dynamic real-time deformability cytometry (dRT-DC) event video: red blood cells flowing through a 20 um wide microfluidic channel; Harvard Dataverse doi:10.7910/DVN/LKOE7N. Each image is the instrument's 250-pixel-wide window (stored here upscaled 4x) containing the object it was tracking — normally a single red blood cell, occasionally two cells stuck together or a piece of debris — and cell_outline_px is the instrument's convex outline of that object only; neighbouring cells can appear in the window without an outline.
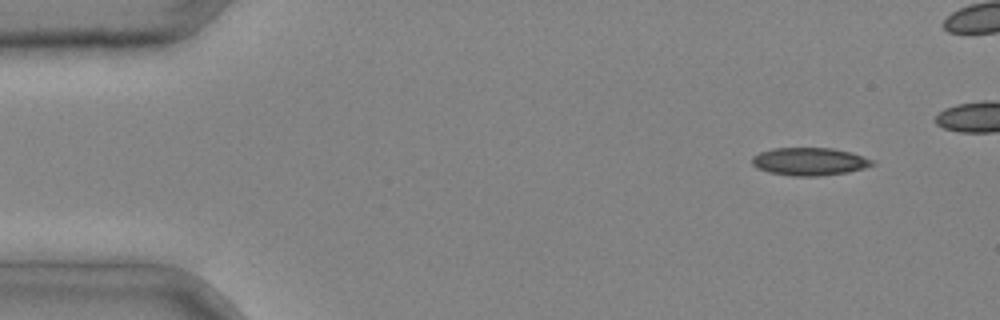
{"species": "common noctule bat (a hibernating species)", "species_latin": "Nyctalus noctula", "temperature_condition": "cold", "stored_images_in_passage": 4, "camera_frame_rate_fps": 3000, "um_per_image_px": 0.085, "animal": {"sex": "male", "body_mass_g": 20.4}, "frame": {"image": 1, "passage_image": 1, "time_ms": 0.0, "image_size_px": [1000, 320], "cell_outline_px": [[876, 164], [864, 168], [848, 172], [820, 176], [792, 176], [768, 172], [756, 168], [752, 164], [752, 156], [760, 152], [772, 148], [832, 148], [852, 152], [876, 160]], "centroid_in_image_um": [68.83, 13.73], "position_along_channel_um": 16.2, "area_um2": 19.77}}